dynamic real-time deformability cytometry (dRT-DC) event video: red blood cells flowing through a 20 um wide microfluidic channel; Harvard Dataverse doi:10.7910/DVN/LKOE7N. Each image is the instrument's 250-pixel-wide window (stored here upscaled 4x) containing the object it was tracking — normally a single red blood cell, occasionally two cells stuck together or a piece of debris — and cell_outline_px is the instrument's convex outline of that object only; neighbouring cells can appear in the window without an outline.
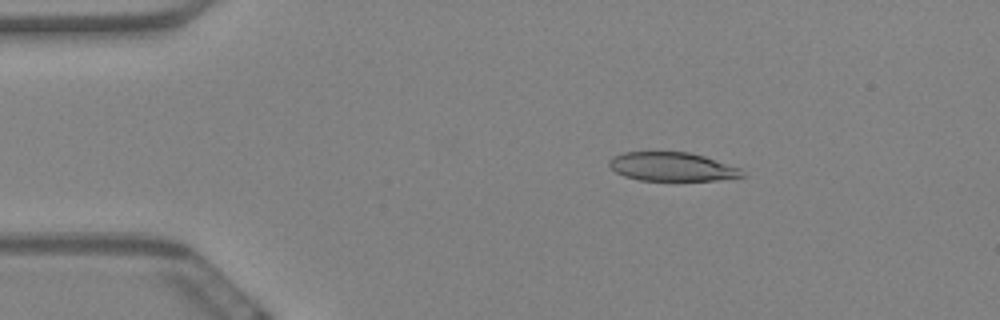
{"species": "Egyptian fruit bat (a non-hibernating species)", "species_latin": "Rousettus aegyptiacus", "temperature_condition": "warm", "stored_images_in_passage": 48, "camera_frame_rate_fps": 3000, "um_per_image_px": 0.085, "animal": {"sex": "female"}, "frame": {"image": 1, "passage_image": 7, "time_ms": 2.0, "image_size_px": [1000, 320], "cell_outline_px": [[744, 176], [716, 180], [640, 180], [624, 176], [616, 172], [608, 164], [608, 160], [612, 156], [624, 152], [688, 152], [704, 156], [740, 168], [744, 172]], "centroid_in_image_um": [57.09, 14.16], "position_along_channel_um": 27.9, "area_um2": 22.14}}
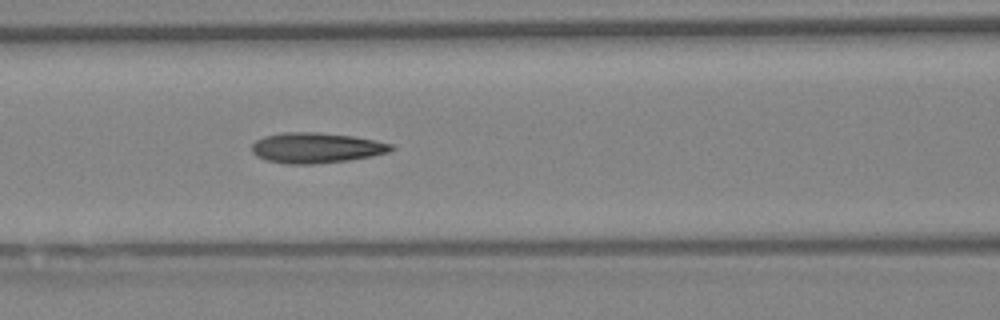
{"frame": {"image": 2, "passage_image": 22, "time_ms": 7.0, "image_size_px": [1000, 320], "cell_outline_px": [[396, 148], [388, 152], [372, 156], [348, 160], [316, 164], [284, 164], [264, 160], [256, 156], [252, 152], [252, 144], [256, 140], [264, 136], [284, 132], [316, 132], [352, 136], [392, 144]], "centroid_in_image_um": [26.84, 12.57], "position_along_channel_um": 139.8, "area_um2": 24.74}}
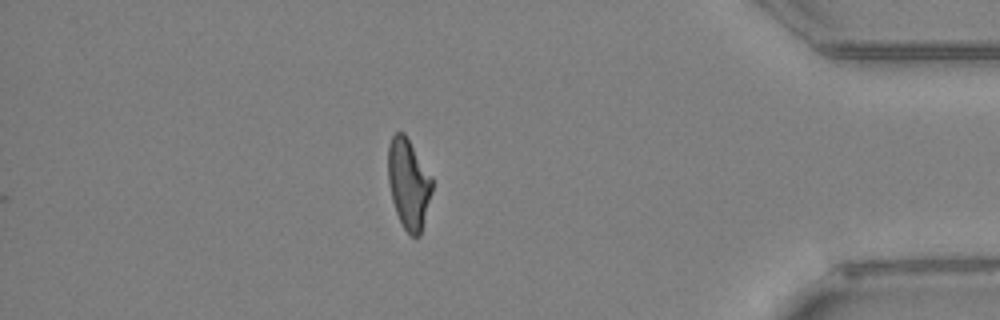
{"frame": {"image": 3, "passage_image": 48, "time_ms": 15.667, "image_size_px": [1000, 320], "cell_outline_px": [[432, 192], [420, 236], [412, 236], [404, 228], [396, 212], [392, 200], [388, 180], [388, 144], [392, 136], [396, 132], [404, 132], [432, 176]], "centroid_in_image_um": [34.73, 15.59], "position_along_channel_um": 400.5, "area_um2": 23.06}, "authors_computed_cell_mechanics": {"area_um2": 23.8136, "velocity_mm_per_s": 3.4542, "shape_relaxation_time_tau1_ms": 10.6779, "shape_relaxation_time_tau2_ms": 2.7312, "deformation_change_tau1": 0.2631, "deformation_change_tau2": 0.1196}}